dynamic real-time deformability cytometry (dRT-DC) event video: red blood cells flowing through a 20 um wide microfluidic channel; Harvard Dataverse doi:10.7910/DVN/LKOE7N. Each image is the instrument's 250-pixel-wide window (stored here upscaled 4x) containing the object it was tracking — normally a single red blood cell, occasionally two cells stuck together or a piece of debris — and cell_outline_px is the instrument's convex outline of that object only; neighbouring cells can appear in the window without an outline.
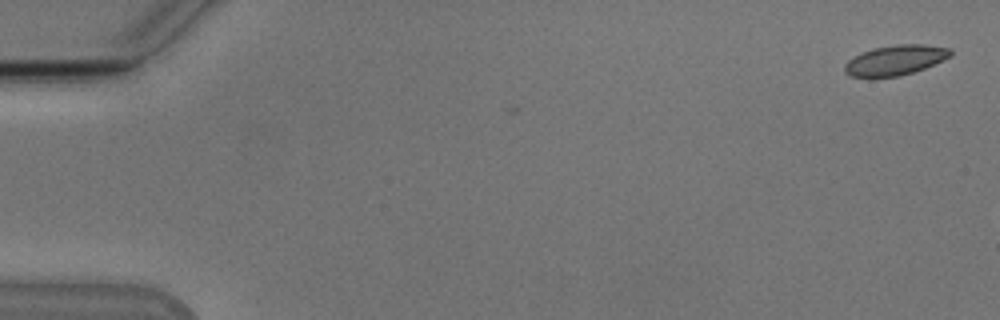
{"species": "Egyptian fruit bat (a non-hibernating species)", "species_latin": "Rousettus aegyptiacus", "temperature_condition": "cold", "stored_images_in_passage": 14, "camera_frame_rate_fps": 3000, "um_per_image_px": 0.085, "animal": {"sex": "male"}, "frame": {"image": 1, "passage_image": 1, "time_ms": 0.0, "image_size_px": [1000, 320], "cell_outline_px": [[952, 56], [924, 68], [900, 76], [868, 80], [848, 76], [844, 72], [844, 64], [848, 60], [860, 52], [872, 48], [900, 44], [924, 44], [952, 48]], "centroid_in_image_um": [76.03, 5.15], "position_along_channel_um": 9.0, "area_um2": 19.25}}